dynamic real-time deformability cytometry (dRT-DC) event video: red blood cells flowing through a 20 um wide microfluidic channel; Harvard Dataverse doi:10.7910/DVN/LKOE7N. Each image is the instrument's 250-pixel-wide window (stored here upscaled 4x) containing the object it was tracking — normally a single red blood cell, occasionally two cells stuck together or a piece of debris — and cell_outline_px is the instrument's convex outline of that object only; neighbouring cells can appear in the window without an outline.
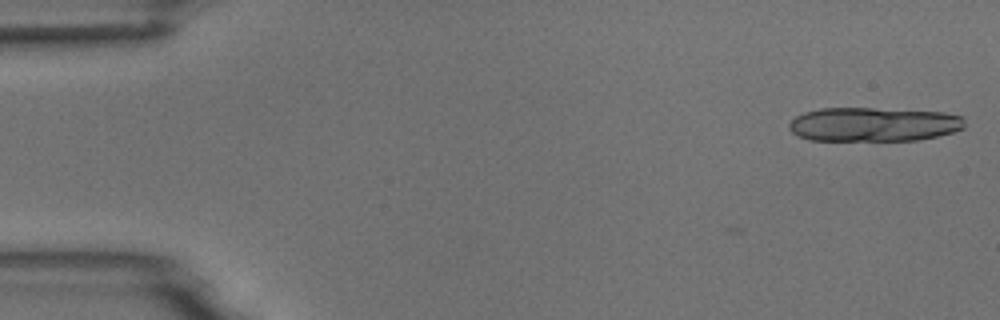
{"species": "common noctule bat (a hibernating species)", "species_latin": "Nyctalus noctula", "temperature_condition": "room temperature", "stored_images_in_passage": 7, "camera_frame_rate_fps": 3000, "um_per_image_px": 0.085, "animal": {"sex": "male", "body_mass_g": 18.8}, "frame": {"image": 1, "passage_image": 2, "time_ms": 2.0, "image_size_px": [1000, 320], "cell_outline_px": [[964, 128], [952, 132], [936, 136], [916, 140], [808, 140], [796, 136], [788, 128], [788, 124], [796, 116], [804, 112], [820, 108], [872, 108], [944, 112], [964, 116]], "centroid_in_image_um": [74.23, 10.57], "position_along_channel_um": 10.8, "area_um2": 35.03}}